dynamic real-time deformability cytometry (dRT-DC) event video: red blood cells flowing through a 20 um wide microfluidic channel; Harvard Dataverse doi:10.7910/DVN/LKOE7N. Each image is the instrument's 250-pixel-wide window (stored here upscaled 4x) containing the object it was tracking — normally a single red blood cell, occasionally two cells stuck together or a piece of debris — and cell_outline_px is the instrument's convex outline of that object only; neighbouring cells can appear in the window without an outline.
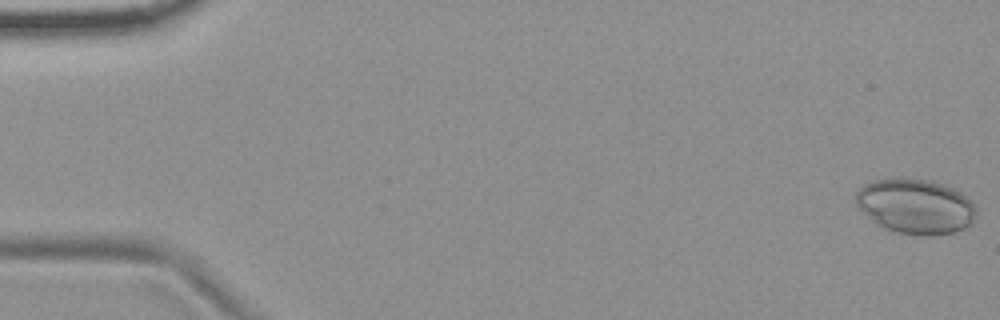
{"species": "common noctule bat (a hibernating species)", "species_latin": "Nyctalus noctula", "temperature_condition": "room temperature", "stored_images_in_passage": 54, "camera_frame_rate_fps": 3000, "um_per_image_px": 0.085, "animal": {"sex": "female", "body_mass_g": 19.9}, "frame": {"image": 1, "passage_image": 1, "time_ms": 0.0, "image_size_px": [1000, 320], "cell_outline_px": [[976, 212], [972, 224], [968, 228], [956, 232], [932, 236], [920, 236], [896, 232], [880, 228], [856, 204], [856, 192], [864, 184], [872, 180], [900, 176], [932, 180], [952, 188], [960, 192], [972, 200], [976, 208]], "centroid_in_image_um": [77.83, 17.53], "position_along_channel_um": 7.2, "area_um2": 39.42}}
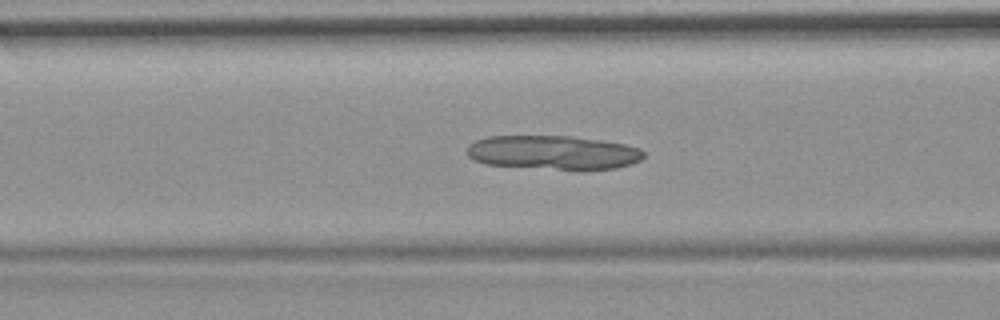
{"frame": {"image": 2, "passage_image": 22, "time_ms": 7.0, "image_size_px": [1000, 320], "cell_outline_px": [[644, 156], [640, 160], [632, 164], [616, 168], [580, 172], [576, 172], [488, 164], [476, 160], [468, 156], [464, 152], [468, 144], [476, 140], [488, 136], [572, 136], [600, 140], [624, 144], [640, 148], [644, 152]], "centroid_in_image_um": [47.04, 12.99], "position_along_channel_um": 119.6, "area_um2": 36.01}}
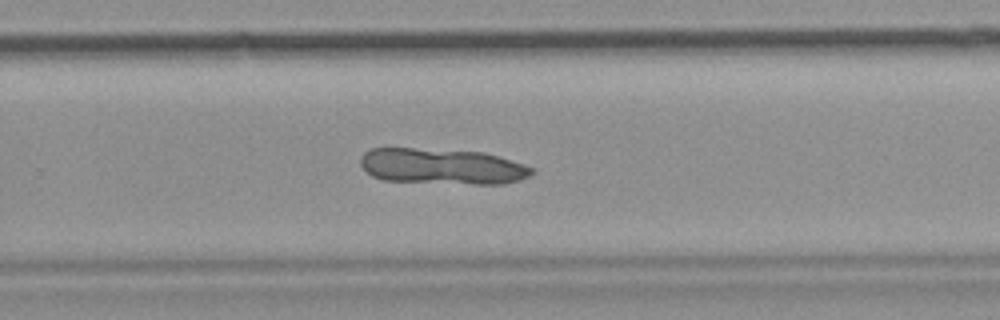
{"frame": {"image": 3, "passage_image": 36, "time_ms": 11.667, "image_size_px": [1000, 320], "cell_outline_px": [[532, 172], [528, 176], [520, 180], [504, 184], [472, 184], [384, 180], [372, 176], [360, 164], [360, 156], [364, 152], [372, 148], [412, 148], [484, 152], [524, 164], [532, 168]], "centroid_in_image_um": [37.56, 14.14], "position_along_channel_um": 292.2, "area_um2": 35.6}}